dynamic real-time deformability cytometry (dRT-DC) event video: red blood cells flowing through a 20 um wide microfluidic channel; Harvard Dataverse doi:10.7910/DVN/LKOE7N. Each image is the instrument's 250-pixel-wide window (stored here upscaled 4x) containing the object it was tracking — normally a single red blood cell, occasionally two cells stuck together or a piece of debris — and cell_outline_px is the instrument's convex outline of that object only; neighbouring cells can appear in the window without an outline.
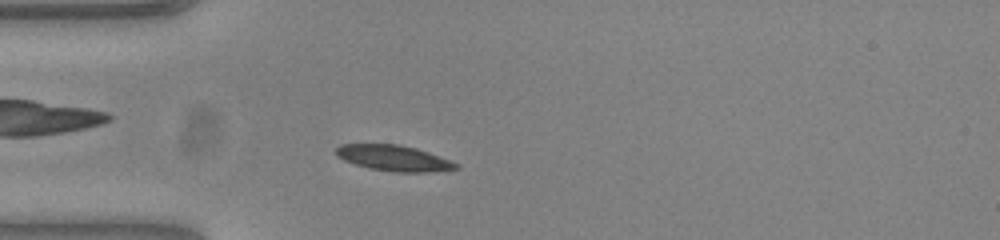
{"species": "common noctule bat (a hibernating species)", "species_latin": "Nyctalus noctula", "temperature_condition": "warm", "stored_images_in_passage": 39, "camera_frame_rate_fps": 3000, "um_per_image_px": 0.085, "animal": {"sex": "female", "body_mass_g": 23.0, "forearm_length_mm": 53.4}, "frame": {"image": 1, "passage_image": 1, "time_ms": 0.0, "image_size_px": [1000, 240], "cell_outline_px": [[460, 168], [428, 172], [396, 172], [368, 168], [344, 160], [336, 156], [336, 148], [340, 144], [400, 144], [416, 148], [428, 152], [460, 164]], "centroid_in_image_um": [33.47, 13.43], "position_along_channel_um": 51.5, "area_um2": 17.98}}
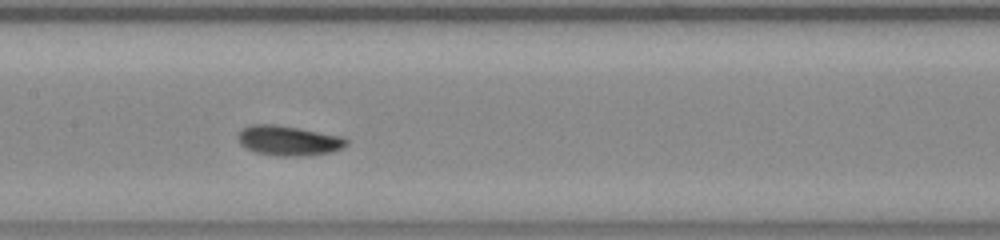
{"frame": {"image": 2, "passage_image": 12, "time_ms": 3.667, "image_size_px": [1000, 240], "cell_outline_px": [[348, 144], [332, 152], [308, 156], [280, 156], [256, 152], [240, 144], [240, 132], [244, 128], [252, 124], [272, 124], [344, 136], [348, 140]], "centroid_in_image_um": [24.59, 11.96], "position_along_channel_um": 182.8, "area_um2": 18.61}}
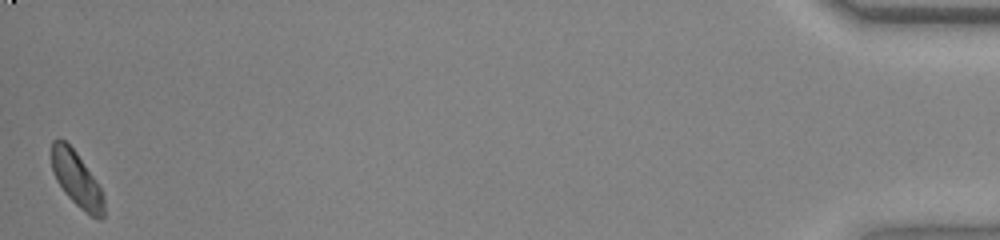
{"frame": {"image": 3, "passage_image": 39, "time_ms": 12.667, "image_size_px": [1000, 240], "cell_outline_px": [[104, 216], [100, 220], [92, 216], [80, 208], [64, 192], [56, 180], [52, 168], [52, 140], [64, 140], [76, 152], [96, 180], [104, 196]], "centroid_in_image_um": [6.53, 15.26], "position_along_channel_um": 428.7, "area_um2": 16.53}, "authors_computed_cell_mechanics": {"area_um2": 17.5134, "velocity_mm_per_s": 3.8261, "shape_relaxation_time_tau1_ms": 3.9383, "shape_relaxation_time_tau2_ms": null, "deformation_change_tau1": 0.1484, "deformation_change_tau2": null}}